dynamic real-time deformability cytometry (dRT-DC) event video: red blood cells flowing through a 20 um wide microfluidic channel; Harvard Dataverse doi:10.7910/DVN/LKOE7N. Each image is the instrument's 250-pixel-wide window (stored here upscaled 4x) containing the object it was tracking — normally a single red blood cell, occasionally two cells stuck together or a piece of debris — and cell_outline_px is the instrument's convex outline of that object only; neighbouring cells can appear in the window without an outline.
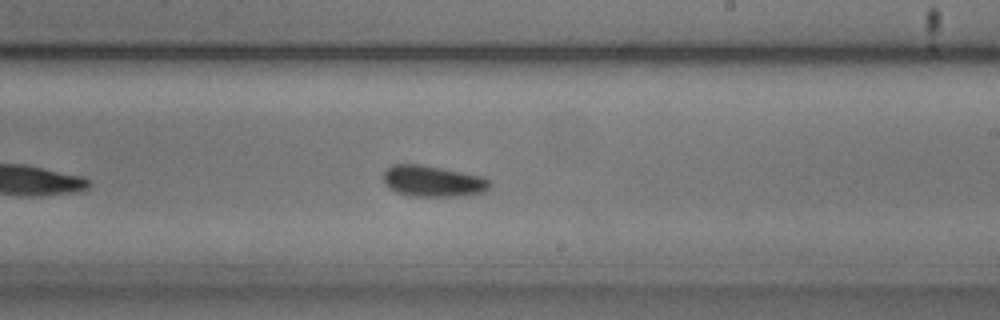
{"species": "common noctule bat (a hibernating species)", "species_latin": "Nyctalus noctula", "temperature_condition": "cold", "stored_images_in_passage": 31, "camera_frame_rate_fps": 3000, "um_per_image_px": 0.085, "animal": {"sex": "male", "body_mass_g": 20.5, "forearm_length_mm": 52.5}, "frame": {"image": 1, "passage_image": 18, "time_ms": 5.667, "image_size_px": [1000, 320], "cell_outline_px": [[488, 188], [484, 192], [464, 196], [408, 196], [396, 192], [388, 188], [384, 184], [384, 172], [392, 164], [420, 164], [480, 176], [488, 180]], "centroid_in_image_um": [36.73, 15.41], "position_along_channel_um": 252.3, "area_um2": 19.13}}